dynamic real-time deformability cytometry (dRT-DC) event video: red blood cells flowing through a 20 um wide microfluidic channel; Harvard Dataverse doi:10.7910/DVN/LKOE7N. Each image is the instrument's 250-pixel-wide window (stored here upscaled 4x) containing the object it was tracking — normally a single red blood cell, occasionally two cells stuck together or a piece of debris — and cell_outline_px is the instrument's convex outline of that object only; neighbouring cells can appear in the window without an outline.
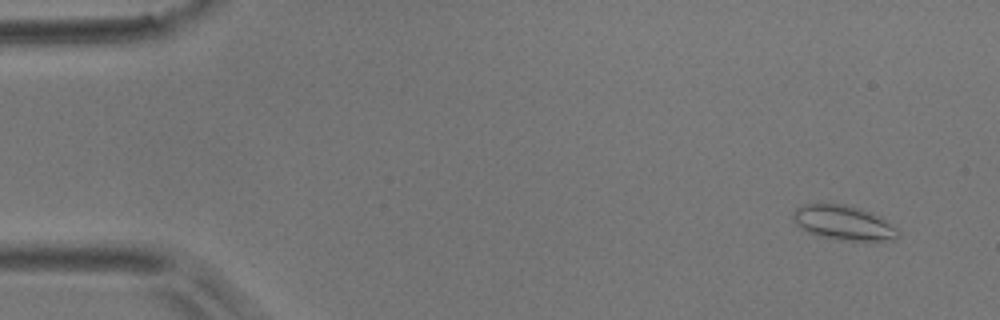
{"species": "common noctule bat (a hibernating species)", "species_latin": "Nyctalus noctula", "temperature_condition": "room temperature", "stored_images_in_passage": 9, "camera_frame_rate_fps": 3000, "um_per_image_px": 0.085, "animal": {"sex": "male", "body_mass_g": 17.9}, "frame": {"image": 1, "passage_image": 2, "time_ms": 1.0, "image_size_px": [1000, 320], "cell_outline_px": [[900, 236], [896, 240], [840, 240], [820, 236], [796, 224], [792, 216], [792, 212], [796, 208], [804, 204], [844, 204], [860, 208], [872, 212], [880, 216], [900, 228]], "centroid_in_image_um": [71.79, 18.93], "position_along_channel_um": 13.2, "area_um2": 21.21}}
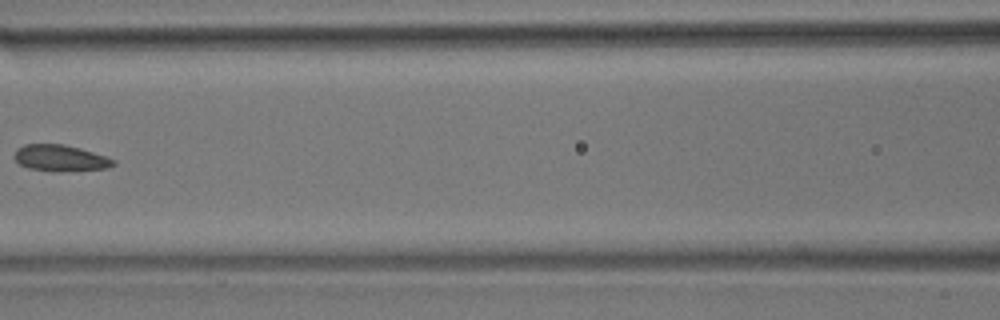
{"frame": {"image": 2, "passage_image": 8, "time_ms": 8.0, "image_size_px": [1000, 320], "cell_outline_px": [[116, 164], [108, 168], [52, 172], [28, 168], [20, 164], [12, 156], [16, 148], [24, 144], [64, 144], [80, 148], [116, 160]], "centroid_in_image_um": [5.09, 13.43], "position_along_channel_um": 161.5, "area_um2": 15.32}}
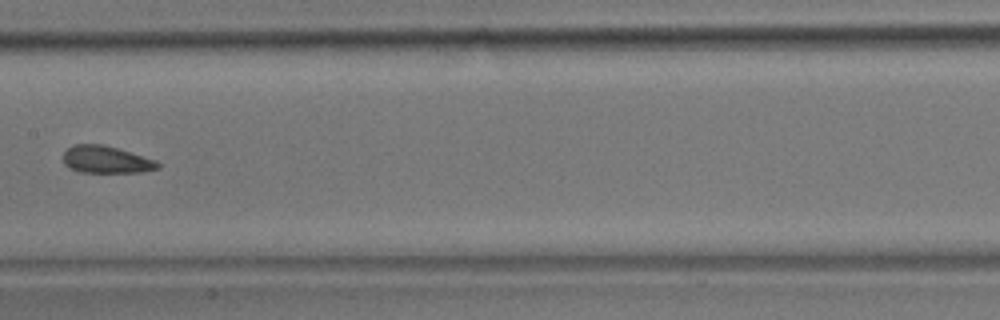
{"frame": {"image": 3, "passage_image": 9, "time_ms": 9.0, "image_size_px": [1000, 320], "cell_outline_px": [[160, 168], [140, 172], [80, 172], [68, 168], [64, 164], [60, 156], [68, 148], [76, 144], [104, 144], [156, 160], [160, 164]], "centroid_in_image_um": [8.98, 13.57], "position_along_channel_um": 198.4, "area_um2": 15.14}}